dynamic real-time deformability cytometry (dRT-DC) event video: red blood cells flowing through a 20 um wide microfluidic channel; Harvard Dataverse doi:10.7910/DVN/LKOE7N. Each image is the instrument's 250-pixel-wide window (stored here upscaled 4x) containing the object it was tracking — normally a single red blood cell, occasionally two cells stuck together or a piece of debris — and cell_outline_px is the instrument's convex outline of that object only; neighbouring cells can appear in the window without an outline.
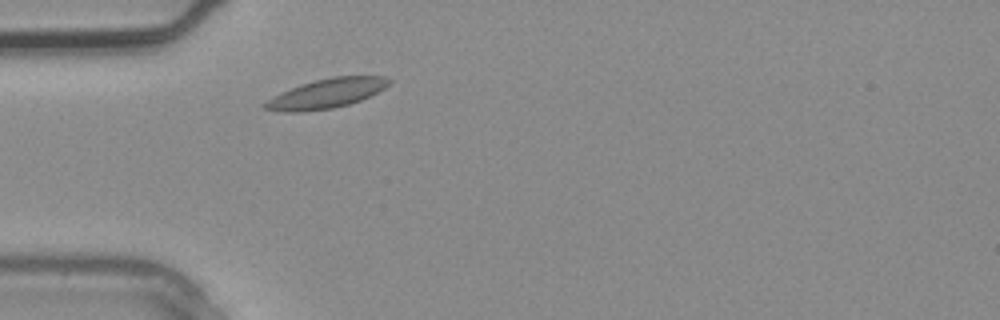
{"species": "common noctule bat (a hibernating species)", "species_latin": "Nyctalus noctula", "temperature_condition": "warm", "stored_images_in_passage": 4, "camera_frame_rate_fps": 3000, "um_per_image_px": 0.085, "animal": {"sex": "male", "body_mass_g": 20.4}, "frame": {"image": 1, "passage_image": 4, "time_ms": 1.0, "image_size_px": [1000, 320], "cell_outline_px": [[392, 80], [384, 88], [360, 100], [348, 104], [332, 108], [304, 112], [284, 112], [260, 108], [260, 104], [300, 84], [332, 76], [388, 76]], "centroid_in_image_um": [27.74, 7.95], "position_along_channel_um": 57.3, "area_um2": 21.1}}